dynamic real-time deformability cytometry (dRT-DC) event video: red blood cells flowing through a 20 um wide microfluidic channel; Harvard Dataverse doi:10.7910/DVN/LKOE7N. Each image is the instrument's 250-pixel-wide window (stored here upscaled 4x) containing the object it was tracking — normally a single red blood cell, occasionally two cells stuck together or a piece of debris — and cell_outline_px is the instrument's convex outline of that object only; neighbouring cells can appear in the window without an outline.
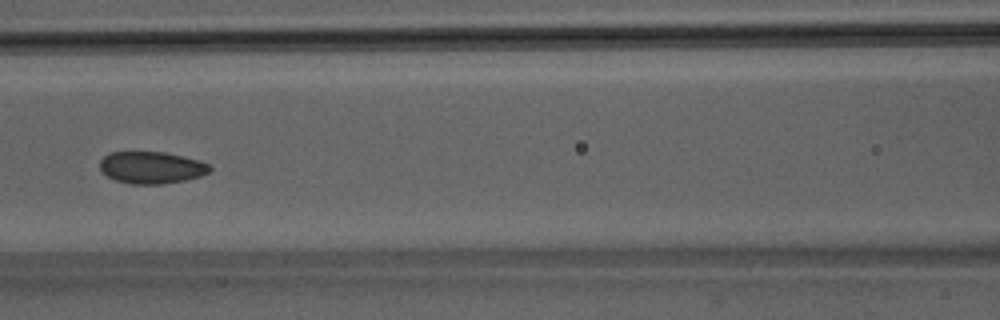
{"species": "Egyptian fruit bat (a non-hibernating species)", "species_latin": "Rousettus aegyptiacus", "temperature_condition": "room temperature", "stored_images_in_passage": 35, "camera_frame_rate_fps": 3000, "um_per_image_px": 0.085, "animal": {"sex": "male"}, "frame": {"image": 1, "passage_image": 7, "time_ms": 2.0, "image_size_px": [1000, 320], "cell_outline_px": [[212, 168], [208, 172], [200, 176], [184, 180], [160, 184], [132, 184], [116, 180], [108, 176], [100, 168], [100, 160], [108, 152], [164, 152], [184, 156], [208, 164]], "centroid_in_image_um": [12.86, 14.23], "position_along_channel_um": 153.7, "area_um2": 20.29}}
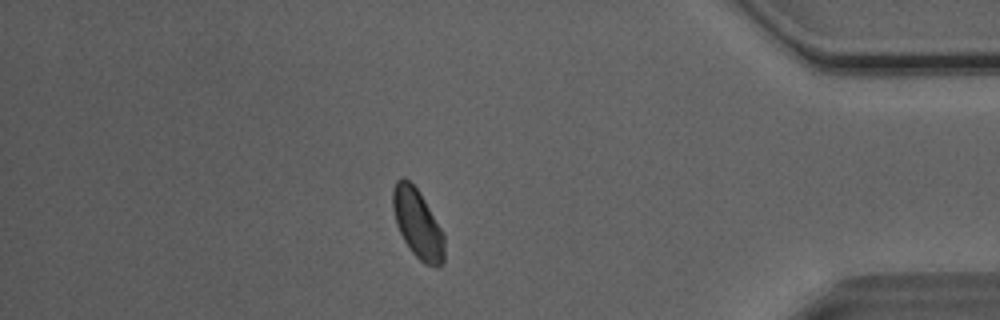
{"frame": {"image": 2, "passage_image": 28, "time_ms": 9.0, "image_size_px": [1000, 320], "cell_outline_px": [[444, 260], [440, 264], [424, 264], [412, 252], [404, 240], [396, 224], [392, 208], [392, 192], [396, 180], [400, 176], [404, 176], [420, 192], [444, 232]], "centroid_in_image_um": [35.48, 18.96], "position_along_channel_um": 399.7, "area_um2": 20.69}}
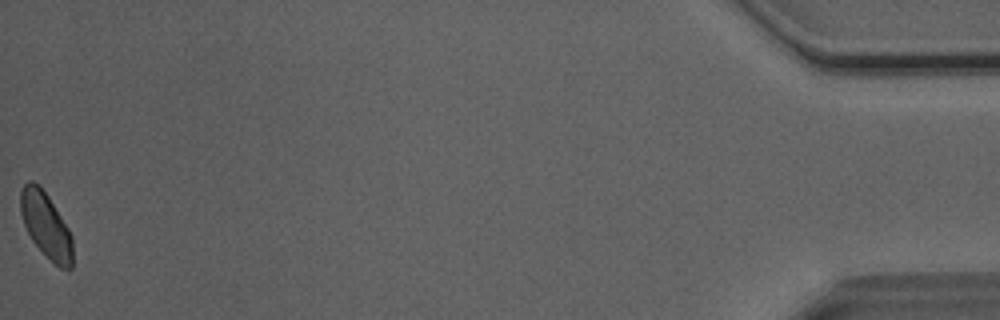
{"frame": {"image": 3, "passage_image": 35, "time_ms": 11.333, "image_size_px": [1000, 320], "cell_outline_px": [[72, 268], [60, 268], [32, 240], [24, 224], [20, 212], [20, 192], [24, 184], [28, 180], [32, 180], [40, 184], [48, 196], [68, 228], [72, 236]], "centroid_in_image_um": [3.89, 19.08], "position_along_channel_um": 431.3, "area_um2": 19.59}, "authors_computed_cell_mechanics": {"area_um2": 20.4612, "velocity_mm_per_s": 4.029, "shape_relaxation_time_tau1_ms": 2.4754, "shape_relaxation_time_tau2_ms": 2.0609, "deformation_change_tau1": 0.0681, "deformation_change_tau2": 0.0499}}